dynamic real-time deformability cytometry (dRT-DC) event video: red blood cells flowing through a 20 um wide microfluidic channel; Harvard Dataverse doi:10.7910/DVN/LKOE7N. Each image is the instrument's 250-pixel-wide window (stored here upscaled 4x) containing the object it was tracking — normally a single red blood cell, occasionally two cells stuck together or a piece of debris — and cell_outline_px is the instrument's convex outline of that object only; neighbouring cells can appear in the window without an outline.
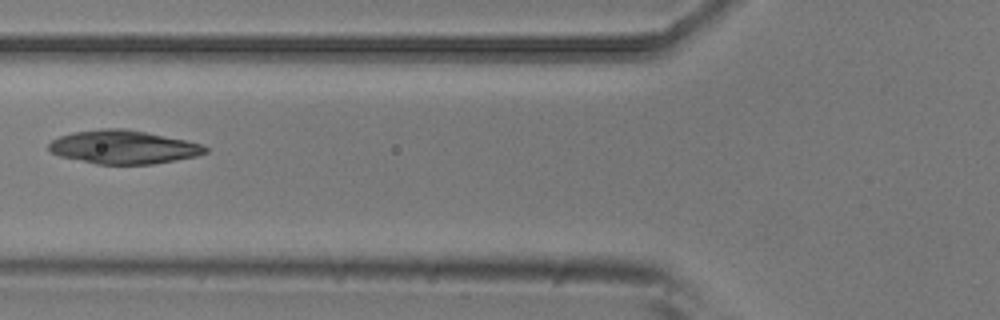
{"species": "common noctule bat (a hibernating species)", "species_latin": "Nyctalus noctula", "temperature_condition": "room temperature", "stored_images_in_passage": 7, "camera_frame_rate_fps": 3000, "um_per_image_px": 0.085, "animal": {"sex": "male", "body_mass_g": 20.5, "forearm_length_mm": 52.5}, "frame": {"image": 1, "passage_image": 6, "time_ms": 1.667, "image_size_px": [1000, 320], "cell_outline_px": [[208, 152], [196, 156], [176, 160], [152, 164], [96, 164], [60, 156], [52, 152], [48, 148], [48, 144], [52, 140], [60, 136], [72, 132], [100, 128], [124, 128], [204, 144], [208, 148]], "centroid_in_image_um": [10.48, 12.5], "position_along_channel_um": 115.3, "area_um2": 30.46}}
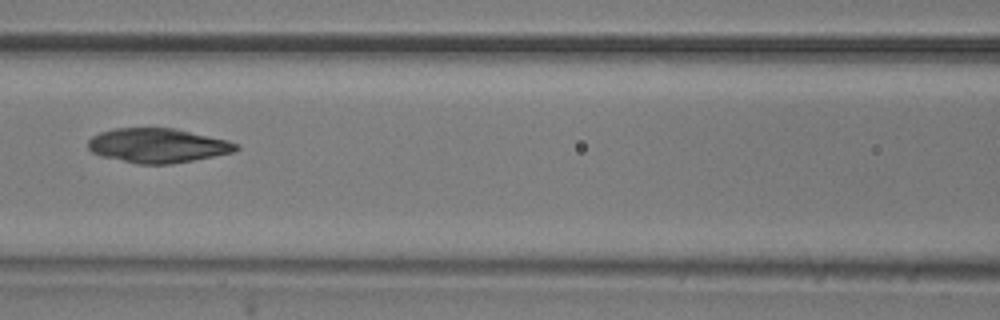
{"frame": {"image": 2, "passage_image": 7, "time_ms": 2.0, "image_size_px": [1000, 320], "cell_outline_px": [[240, 148], [236, 152], [172, 164], [136, 164], [100, 156], [92, 152], [88, 148], [88, 140], [92, 136], [100, 132], [116, 128], [172, 128], [228, 140], [240, 144]], "centroid_in_image_um": [13.42, 12.38], "position_along_channel_um": 153.2, "area_um2": 29.82}}